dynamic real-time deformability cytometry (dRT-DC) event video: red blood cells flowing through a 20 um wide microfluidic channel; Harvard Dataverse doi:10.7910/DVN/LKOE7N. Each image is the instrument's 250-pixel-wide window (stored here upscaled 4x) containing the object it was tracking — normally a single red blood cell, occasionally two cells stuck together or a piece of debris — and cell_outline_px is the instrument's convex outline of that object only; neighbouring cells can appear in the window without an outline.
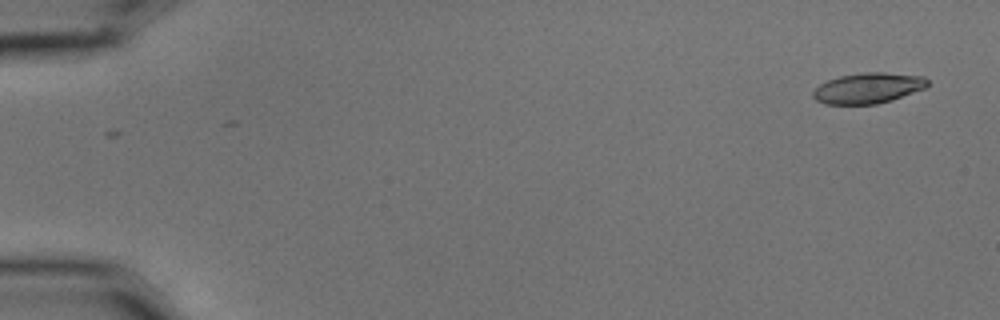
{"species": "common noctule bat (a hibernating species)", "species_latin": "Nyctalus noctula", "temperature_condition": "cold", "stored_images_in_passage": 5, "camera_frame_rate_fps": 3000, "um_per_image_px": 0.085, "animal": {"sex": "male", "body_mass_g": 15.6}, "frame": {"image": 1, "passage_image": 1, "time_ms": 0.0, "image_size_px": [1000, 320], "cell_outline_px": [[928, 84], [924, 88], [892, 100], [876, 104], [824, 104], [816, 100], [812, 96], [812, 92], [820, 84], [828, 80], [840, 76], [860, 72], [884, 72], [924, 76], [928, 80]], "centroid_in_image_um": [73.77, 7.48], "position_along_channel_um": 11.2, "area_um2": 20.4}}